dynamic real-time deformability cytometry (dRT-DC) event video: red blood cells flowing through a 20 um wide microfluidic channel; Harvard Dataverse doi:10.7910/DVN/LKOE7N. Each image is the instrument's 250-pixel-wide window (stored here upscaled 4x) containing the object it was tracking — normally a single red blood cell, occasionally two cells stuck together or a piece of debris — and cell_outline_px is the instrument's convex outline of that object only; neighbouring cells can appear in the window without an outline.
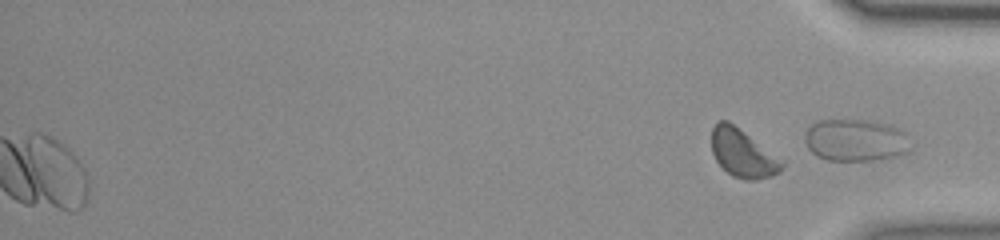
{"species": "common noctule bat (a hibernating species)", "species_latin": "Nyctalus noctula", "temperature_condition": "room temperature", "stored_images_in_passage": 41, "camera_frame_rate_fps": 3000, "um_per_image_px": 0.085, "animal": {"sex": "female", "body_mass_g": 23.0, "forearm_length_mm": 53.4}, "frame": {"image": 1, "passage_image": 41, "time_ms": 13.333, "image_size_px": [1000, 240], "cell_outline_px": [[908, 148], [904, 152], [892, 156], [872, 160], [828, 160], [816, 156], [808, 148], [804, 140], [804, 136], [808, 128], [812, 124], [820, 120], [872, 120], [896, 128], [904, 132]], "centroid_in_image_um": [72.62, 11.91], "position_along_channel_um": 362.6, "area_um2": 25.37}}